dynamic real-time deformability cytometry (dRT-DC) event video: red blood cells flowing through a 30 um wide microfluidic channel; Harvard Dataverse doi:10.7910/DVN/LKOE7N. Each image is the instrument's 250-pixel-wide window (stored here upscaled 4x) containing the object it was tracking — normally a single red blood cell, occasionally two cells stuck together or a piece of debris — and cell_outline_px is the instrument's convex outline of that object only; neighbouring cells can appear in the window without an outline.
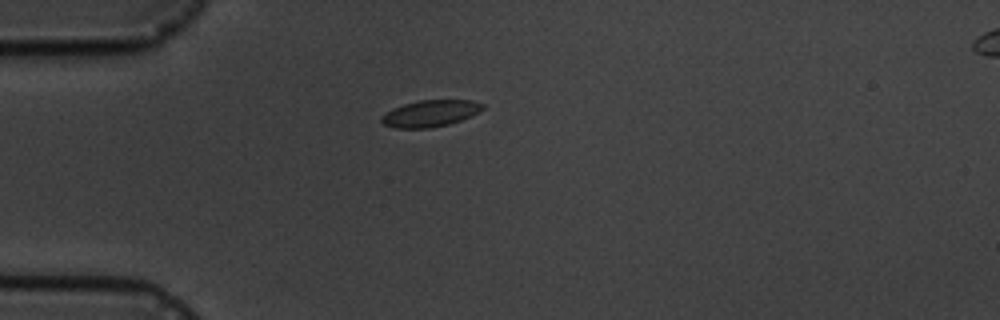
{"species": "common noctule bat (a hibernating species)", "species_latin": "Nyctalus noctula", "temperature_condition": "cold", "stored_images_in_passage": 13, "camera_frame_rate_fps": 3000, "um_per_image_px": 0.085, "animal": {"sex": "male", "body_mass_g": 19.5, "forearm_length_mm": 54.6}, "frame": {"image": 1, "passage_image": 1, "time_ms": 0.0, "image_size_px": [1000, 320], "cell_outline_px": [[484, 108], [460, 120], [448, 124], [428, 128], [396, 128], [384, 124], [380, 120], [380, 116], [392, 108], [404, 104], [420, 100], [472, 100], [484, 104]], "centroid_in_image_um": [36.52, 9.63], "position_along_channel_um": 48.5, "area_um2": 15.49}}
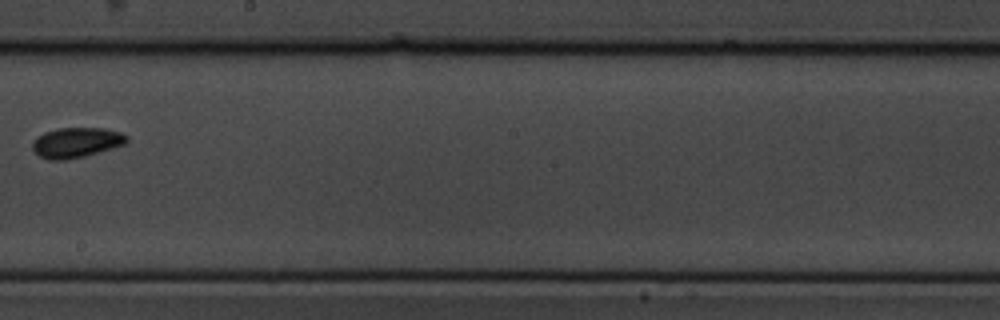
{"frame": {"image": 2, "passage_image": 6, "time_ms": 6.0, "image_size_px": [1000, 320], "cell_outline_px": [[128, 140], [124, 144], [112, 148], [84, 156], [64, 160], [48, 160], [40, 156], [32, 148], [32, 144], [36, 136], [44, 132], [56, 128], [104, 128], [120, 132], [128, 136]], "centroid_in_image_um": [6.46, 12.1], "position_along_channel_um": 241.7, "area_um2": 16.53}}
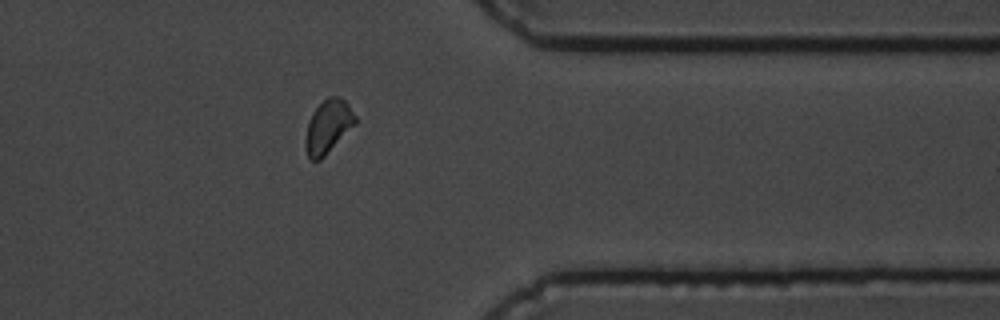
{"frame": {"image": 3, "passage_image": 10, "time_ms": 10.333, "image_size_px": [1000, 320], "cell_outline_px": [[356, 124], [320, 160], [308, 160], [304, 144], [304, 140], [308, 120], [312, 112], [328, 96], [340, 96], [348, 104], [356, 116]], "centroid_in_image_um": [27.86, 10.76], "position_along_channel_um": 383.5, "area_um2": 15.61}, "authors_computed_cell_mechanics": {"area_um2": 15.4904, "velocity_mm_per_s": 3.497, "shape_relaxation_time_tau1_ms": 2.2065, "shape_relaxation_time_tau2_ms": null, "deformation_change_tau1": 0.0637, "deformation_change_tau2": null}}